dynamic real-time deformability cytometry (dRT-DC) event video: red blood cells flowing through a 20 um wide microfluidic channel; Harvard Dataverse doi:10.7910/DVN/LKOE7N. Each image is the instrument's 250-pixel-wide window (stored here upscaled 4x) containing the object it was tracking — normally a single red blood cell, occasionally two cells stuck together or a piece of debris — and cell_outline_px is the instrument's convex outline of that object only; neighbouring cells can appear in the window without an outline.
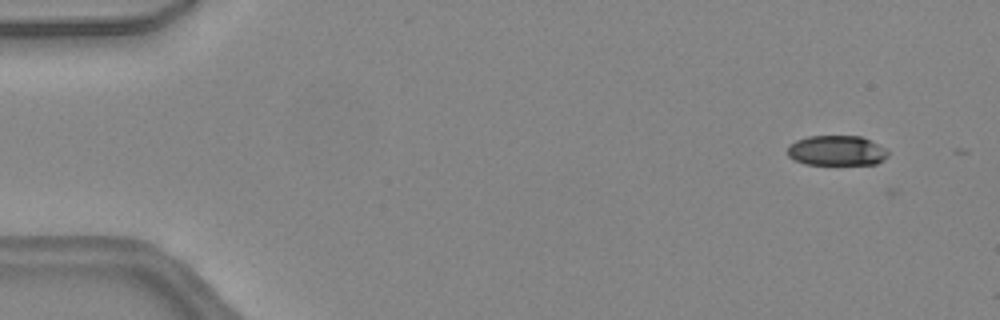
{"species": "common noctule bat (a hibernating species)", "species_latin": "Nyctalus noctula", "temperature_condition": "warm", "stored_images_in_passage": 6, "camera_frame_rate_fps": 3000, "um_per_image_px": 0.085, "animal": {"sex": "female", "body_mass_g": 24.6, "forearm_length_mm": 56.2}, "frame": {"image": 1, "passage_image": 4, "time_ms": 1.0, "image_size_px": [1000, 320], "cell_outline_px": [[888, 156], [884, 160], [876, 164], [804, 164], [788, 156], [788, 144], [796, 140], [808, 136], [860, 136], [884, 148], [888, 152]], "centroid_in_image_um": [71.09, 12.8], "position_along_channel_um": 13.9, "area_um2": 17.51}}